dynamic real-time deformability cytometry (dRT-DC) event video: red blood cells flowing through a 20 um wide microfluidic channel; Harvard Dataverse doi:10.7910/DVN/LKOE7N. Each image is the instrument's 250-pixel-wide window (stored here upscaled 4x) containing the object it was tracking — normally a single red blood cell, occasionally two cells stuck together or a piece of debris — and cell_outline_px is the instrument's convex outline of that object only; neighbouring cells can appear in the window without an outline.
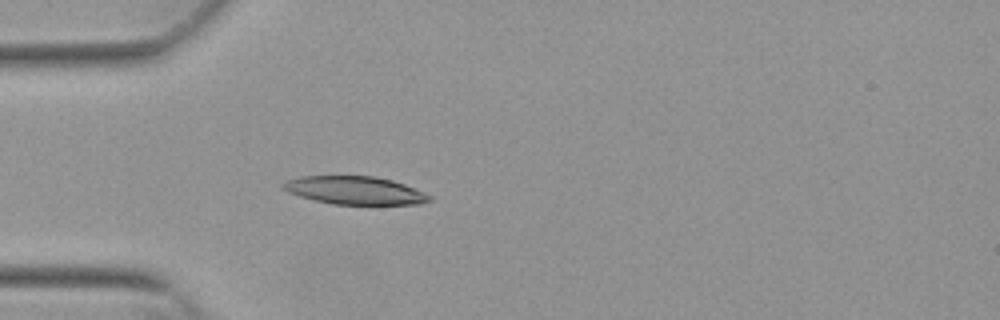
{"species": "Egyptian fruit bat (a non-hibernating species)", "species_latin": "Rousettus aegyptiacus", "temperature_condition": "warm", "stored_images_in_passage": 34, "camera_frame_rate_fps": 3000, "um_per_image_px": 0.085, "animal": {"sex": "female"}, "frame": {"image": 1, "passage_image": 6, "time_ms": 1.667, "image_size_px": [1000, 320], "cell_outline_px": [[432, 200], [420, 204], [332, 204], [300, 196], [288, 192], [280, 188], [280, 184], [288, 180], [300, 176], [376, 176], [392, 180], [404, 184], [432, 196]], "centroid_in_image_um": [30.14, 16.18], "position_along_channel_um": 54.9, "area_um2": 23.87}}
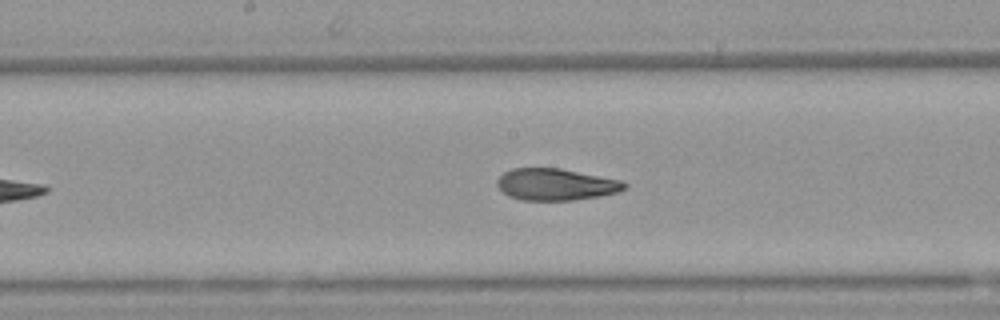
{"frame": {"image": 2, "passage_image": 18, "time_ms": 5.667, "image_size_px": [1000, 320], "cell_outline_px": [[628, 184], [624, 188], [616, 192], [600, 196], [572, 200], [520, 200], [508, 196], [496, 184], [496, 180], [504, 172], [512, 168], [560, 168], [620, 180]], "centroid_in_image_um": [47.2, 15.67], "position_along_channel_um": 201.0, "area_um2": 23.41}}
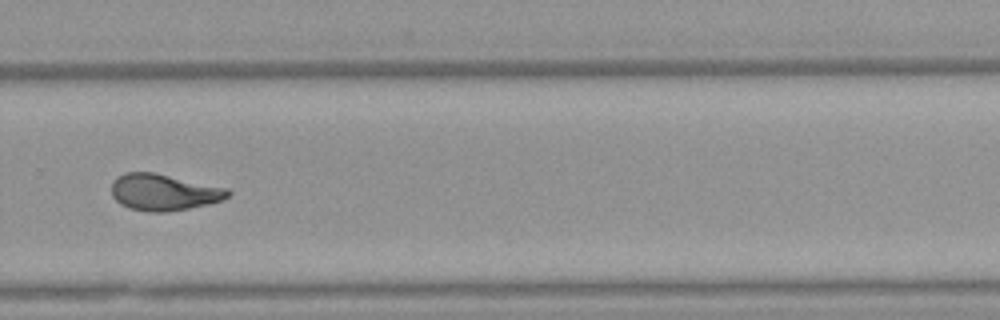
{"frame": {"image": 3, "passage_image": 27, "time_ms": 8.667, "image_size_px": [1000, 320], "cell_outline_px": [[232, 192], [224, 200], [188, 208], [168, 212], [148, 212], [128, 208], [120, 204], [112, 196], [112, 180], [116, 176], [124, 172], [156, 172], [228, 188]], "centroid_in_image_um": [13.9, 16.33], "position_along_channel_um": 315.9, "area_um2": 25.09}, "authors_computed_cell_mechanics": {"area_um2": 24.1604, "velocity_mm_per_s": 3.8396, "shape_relaxation_time_tau1_ms": 5.2694, "shape_relaxation_time_tau2_ms": 1.8933, "deformation_change_tau1": 0.1897, "deformation_change_tau2": 0.0878}}